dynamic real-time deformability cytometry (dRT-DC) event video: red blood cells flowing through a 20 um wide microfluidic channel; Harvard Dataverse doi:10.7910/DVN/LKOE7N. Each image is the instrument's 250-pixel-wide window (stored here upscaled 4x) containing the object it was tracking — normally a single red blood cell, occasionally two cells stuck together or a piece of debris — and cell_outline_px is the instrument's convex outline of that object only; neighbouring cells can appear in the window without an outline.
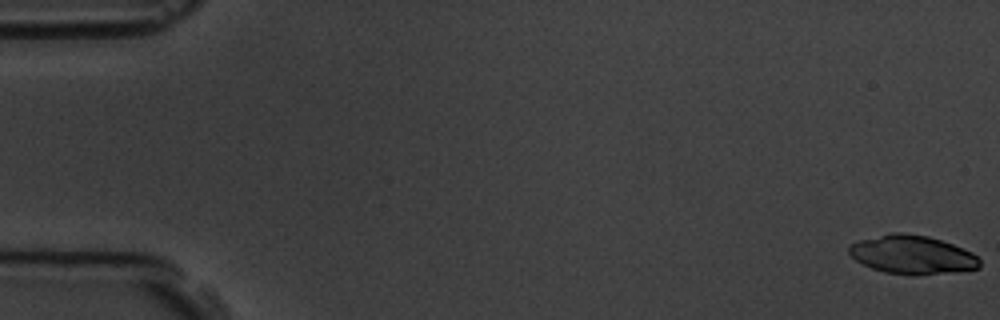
{"species": "common noctule bat (a hibernating species)", "species_latin": "Nyctalus noctula", "temperature_condition": "room temperature", "stored_images_in_passage": 8, "camera_frame_rate_fps": 3000, "um_per_image_px": 0.085, "animal": {"sex": "male", "body_mass_g": 19.5, "forearm_length_mm": 54.6}, "frame": {"image": 1, "passage_image": 1, "time_ms": 0.0, "image_size_px": [1000, 320], "cell_outline_px": [[980, 268], [952, 272], [916, 276], [912, 276], [884, 272], [872, 268], [856, 260], [848, 252], [848, 248], [852, 244], [860, 240], [892, 232], [900, 232], [928, 236], [952, 244], [972, 252], [980, 260]], "centroid_in_image_um": [77.55, 21.66], "position_along_channel_um": 7.5, "area_um2": 29.36}}